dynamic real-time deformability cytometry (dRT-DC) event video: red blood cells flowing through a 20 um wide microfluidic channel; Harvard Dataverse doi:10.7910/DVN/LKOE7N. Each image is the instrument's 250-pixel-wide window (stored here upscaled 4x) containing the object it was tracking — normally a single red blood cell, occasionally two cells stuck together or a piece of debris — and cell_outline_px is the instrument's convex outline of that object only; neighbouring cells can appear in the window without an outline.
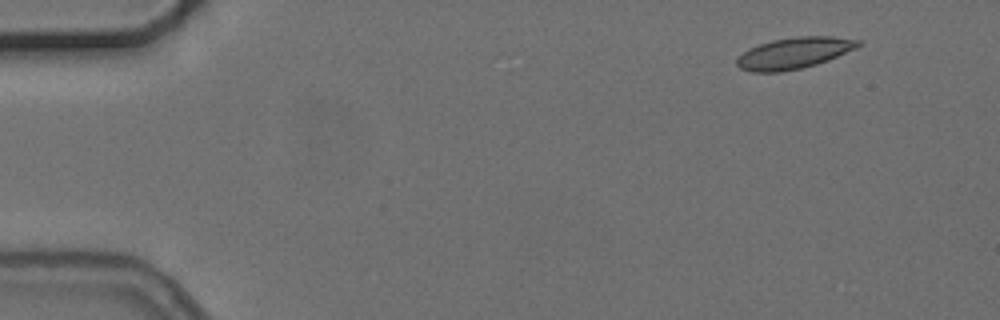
{"species": "common noctule bat (a hibernating species)", "species_latin": "Nyctalus noctula", "temperature_condition": "cold", "stored_images_in_passage": 4, "camera_frame_rate_fps": 3000, "um_per_image_px": 0.085, "animal": {"sex": "female", "body_mass_g": 24.6, "forearm_length_mm": 56.2}, "frame": {"image": 1, "passage_image": 1, "time_ms": 0.0, "image_size_px": [1000, 320], "cell_outline_px": [[864, 44], [856, 48], [828, 60], [816, 64], [800, 68], [780, 72], [752, 72], [740, 68], [736, 64], [736, 60], [748, 48], [772, 40], [800, 36], [832, 36], [860, 40]], "centroid_in_image_um": [67.51, 4.5], "position_along_channel_um": 17.5, "area_um2": 22.02}}